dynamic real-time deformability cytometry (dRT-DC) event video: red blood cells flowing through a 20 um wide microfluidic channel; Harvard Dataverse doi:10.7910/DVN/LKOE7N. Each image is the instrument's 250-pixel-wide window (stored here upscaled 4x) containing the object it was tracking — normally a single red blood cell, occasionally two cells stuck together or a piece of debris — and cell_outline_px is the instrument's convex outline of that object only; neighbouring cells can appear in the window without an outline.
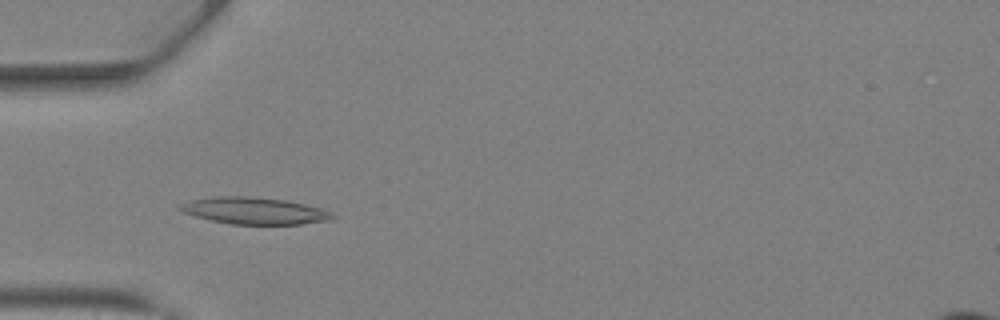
{"species": "Egyptian fruit bat (a non-hibernating species)", "species_latin": "Rousettus aegyptiacus", "temperature_condition": "warm", "stored_images_in_passage": 30, "camera_frame_rate_fps": 3000, "um_per_image_px": 0.085, "animal": {"sex": "female"}, "frame": {"image": 1, "passage_image": 7, "time_ms": 2.0, "image_size_px": [1000, 320], "cell_outline_px": [[336, 216], [332, 220], [300, 224], [232, 224], [212, 220], [196, 216], [184, 212], [176, 208], [180, 204], [192, 200], [216, 196], [244, 196], [284, 200], [304, 204], [320, 208], [332, 212]], "centroid_in_image_um": [21.64, 17.92], "position_along_channel_um": 63.4, "area_um2": 23.58}}
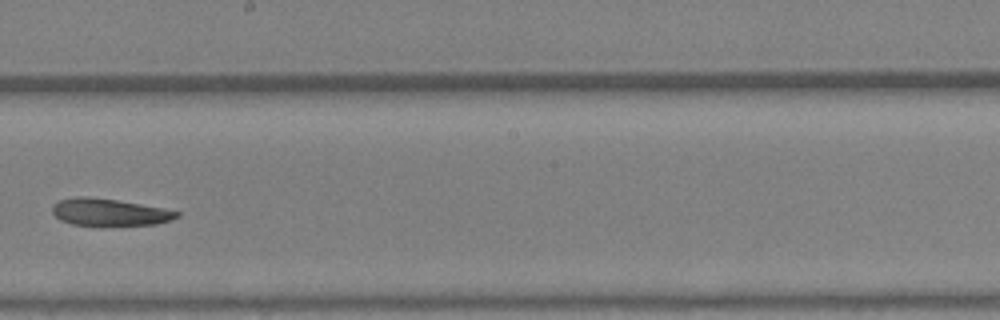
{"frame": {"image": 2, "passage_image": 18, "time_ms": 5.667, "image_size_px": [1000, 320], "cell_outline_px": [[180, 216], [172, 220], [156, 224], [72, 224], [60, 220], [52, 212], [52, 204], [56, 200], [72, 196], [88, 196], [116, 200], [140, 204], [180, 212]], "centroid_in_image_um": [9.23, 18.0], "position_along_channel_um": 239.0, "area_um2": 19.36}}
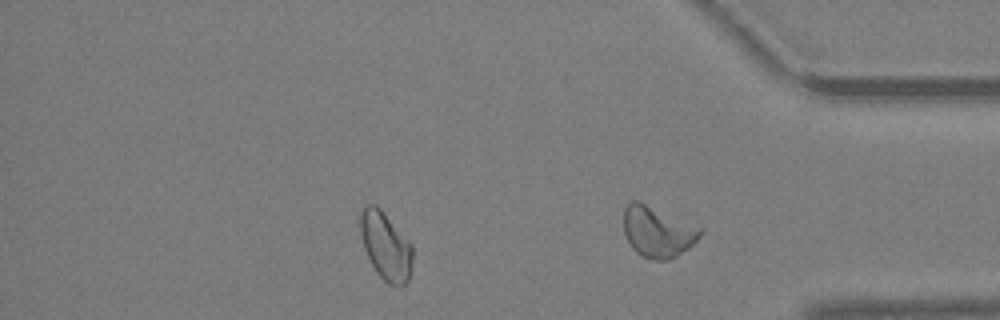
{"frame": {"image": 3, "passage_image": 27, "time_ms": 8.667, "image_size_px": [1000, 320], "cell_outline_px": [[412, 272], [408, 280], [404, 284], [388, 284], [376, 272], [364, 248], [360, 232], [360, 216], [364, 204], [376, 204], [380, 208], [412, 244]], "centroid_in_image_um": [32.79, 20.89], "position_along_channel_um": 402.4, "area_um2": 20.58}, "authors_computed_cell_mechanics": {"area_um2": 20.8658, "velocity_mm_per_s": 4.8583, "shape_relaxation_time_tau1_ms": null, "shape_relaxation_time_tau2_ms": 5.9023, "deformation_change_tau1": null, "deformation_change_tau2": 0.15}}